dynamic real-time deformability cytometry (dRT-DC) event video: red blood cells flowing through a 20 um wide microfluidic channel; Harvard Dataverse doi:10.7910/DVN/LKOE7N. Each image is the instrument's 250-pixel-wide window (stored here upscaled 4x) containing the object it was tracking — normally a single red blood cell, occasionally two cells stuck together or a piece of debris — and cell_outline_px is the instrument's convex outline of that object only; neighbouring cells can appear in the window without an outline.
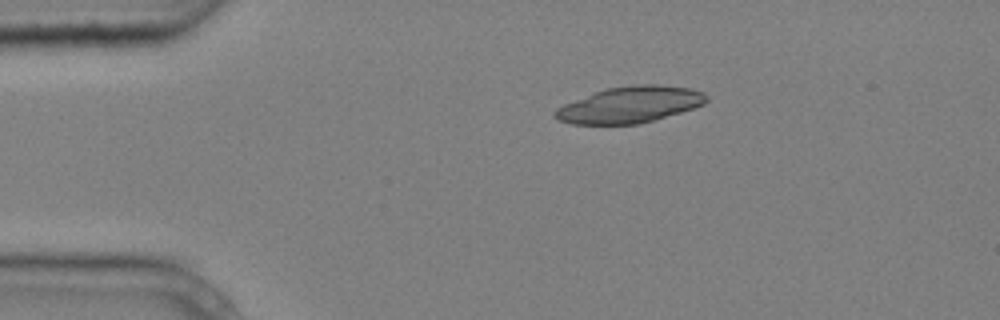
{"species": "common noctule bat (a hibernating species)", "species_latin": "Nyctalus noctula", "temperature_condition": "cold", "stored_images_in_passage": 4, "camera_frame_rate_fps": 3000, "um_per_image_px": 0.085, "animal": {"sex": "male", "body_mass_g": 20.4}, "frame": {"image": 1, "passage_image": 1, "time_ms": 0.0, "image_size_px": [1000, 320], "cell_outline_px": [[708, 100], [704, 104], [680, 112], [640, 124], [572, 124], [556, 120], [552, 116], [552, 112], [556, 108], [564, 104], [596, 92], [608, 88], [636, 84], [656, 84], [692, 88], [704, 92], [708, 96]], "centroid_in_image_um": [53.53, 8.9], "position_along_channel_um": 31.5, "area_um2": 32.02}}